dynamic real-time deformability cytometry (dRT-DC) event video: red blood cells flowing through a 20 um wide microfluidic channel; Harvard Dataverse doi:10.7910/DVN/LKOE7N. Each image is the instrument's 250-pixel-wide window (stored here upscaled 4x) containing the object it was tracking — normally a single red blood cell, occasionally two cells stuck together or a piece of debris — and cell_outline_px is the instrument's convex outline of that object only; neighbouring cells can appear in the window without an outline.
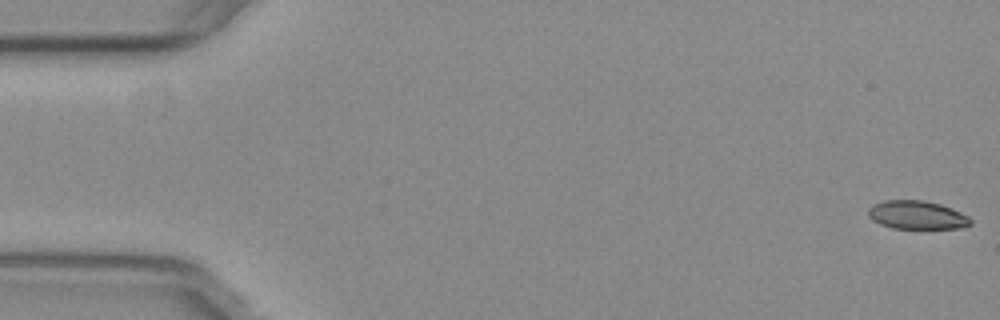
{"species": "common noctule bat (a hibernating species)", "species_latin": "Nyctalus noctula", "temperature_condition": "warm", "stored_images_in_passage": 55, "camera_frame_rate_fps": 3000, "um_per_image_px": 0.085, "animal": {"sex": "female", "body_mass_g": 29.2, "forearm_length_mm": 56.3}, "frame": {"image": 1, "passage_image": 1, "time_ms": 0.0, "image_size_px": [1000, 320], "cell_outline_px": [[972, 224], [964, 228], [892, 228], [880, 224], [872, 220], [868, 216], [868, 208], [872, 204], [884, 200], [924, 200], [940, 204], [952, 208], [968, 216], [972, 220]], "centroid_in_image_um": [77.94, 18.27], "position_along_channel_um": 7.1, "area_um2": 17.11}}
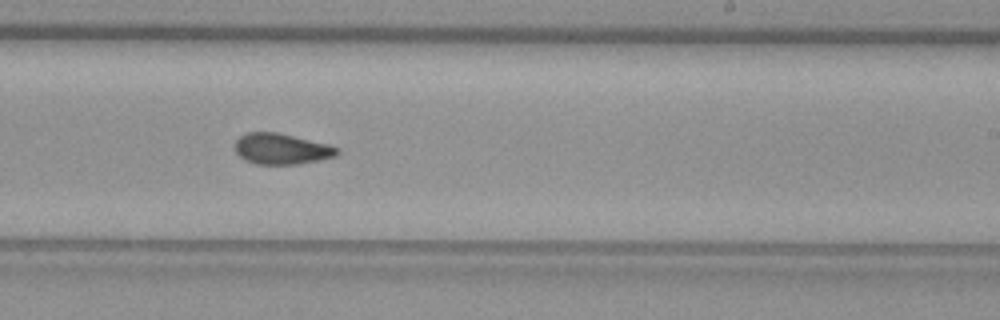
{"frame": {"image": 2, "passage_image": 33, "time_ms": 10.667, "image_size_px": [1000, 320], "cell_outline_px": [[340, 152], [336, 156], [320, 160], [296, 164], [256, 164], [244, 160], [236, 152], [232, 144], [240, 136], [248, 132], [276, 132], [328, 144], [340, 148]], "centroid_in_image_um": [23.91, 12.65], "position_along_channel_um": 265.1, "area_um2": 18.5}}
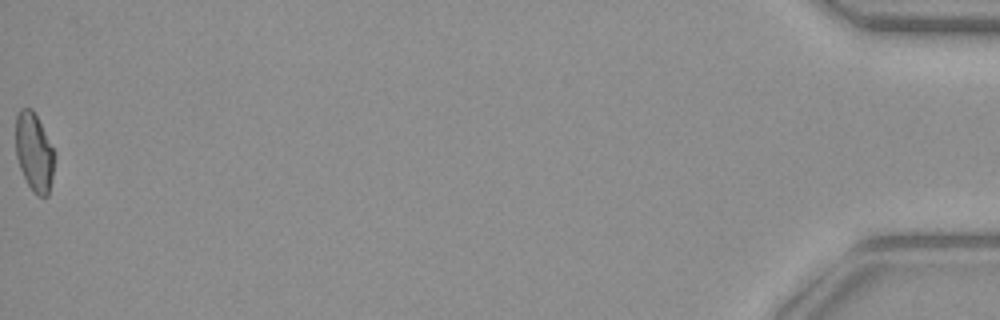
{"frame": {"image": 3, "passage_image": 55, "time_ms": 18.0, "image_size_px": [1000, 320], "cell_outline_px": [[56, 156], [48, 196], [36, 196], [28, 184], [20, 168], [16, 156], [16, 116], [20, 108], [32, 108], [56, 152]], "centroid_in_image_um": [2.92, 12.93], "position_along_channel_um": 432.3, "area_um2": 17.86}, "authors_computed_cell_mechanics": {"area_um2": 18.496, "velocity_mm_per_s": 3.7869, "shape_relaxation_time_tau1_ms": null, "shape_relaxation_time_tau2_ms": 2.4051, "deformation_change_tau1": null, "deformation_change_tau2": 0.0732}}